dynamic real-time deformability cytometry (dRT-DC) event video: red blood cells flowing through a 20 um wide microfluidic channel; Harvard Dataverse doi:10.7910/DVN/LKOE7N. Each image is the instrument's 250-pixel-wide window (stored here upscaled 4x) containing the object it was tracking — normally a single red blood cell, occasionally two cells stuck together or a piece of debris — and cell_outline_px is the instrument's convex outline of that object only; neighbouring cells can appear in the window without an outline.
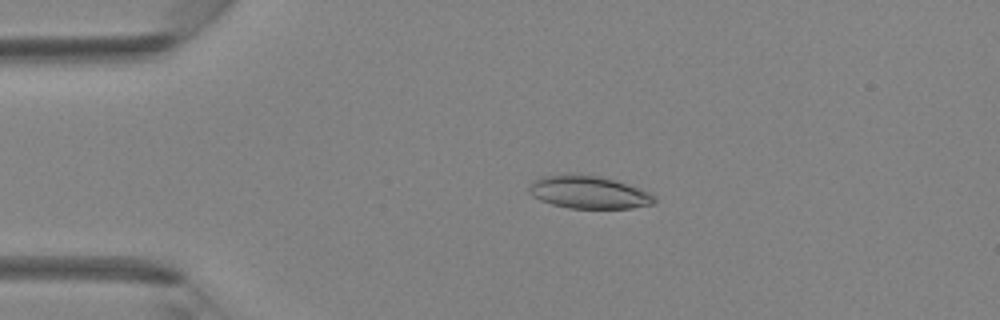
{"species": "Egyptian fruit bat (a non-hibernating species)", "species_latin": "Rousettus aegyptiacus", "temperature_condition": "room temperature", "stored_images_in_passage": 33, "camera_frame_rate_fps": 3000, "um_per_image_px": 0.085, "animal": {"sex": "female"}, "frame": {"image": 1, "passage_image": 1, "time_ms": 0.0, "image_size_px": [1000, 320], "cell_outline_px": [[656, 200], [652, 204], [632, 208], [568, 208], [552, 204], [540, 200], [532, 196], [528, 192], [528, 184], [532, 180], [540, 176], [596, 176], [616, 180], [648, 192], [656, 196]], "centroid_in_image_um": [50.01, 16.37], "position_along_channel_um": 35.0, "area_um2": 23.47}}
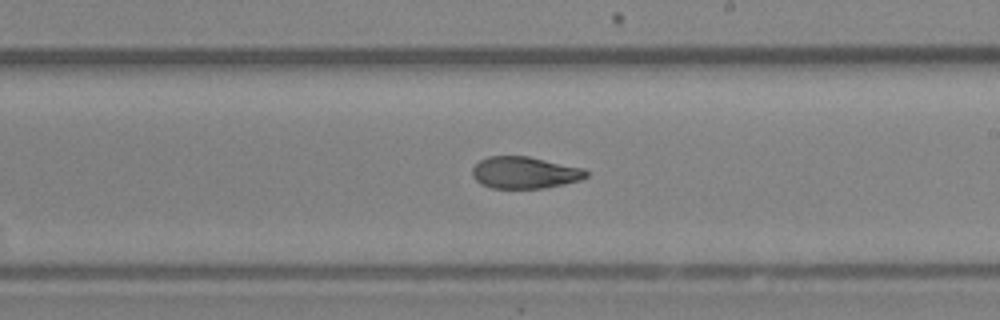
{"frame": {"image": 2, "passage_image": 16, "time_ms": 5.0, "image_size_px": [1000, 320], "cell_outline_px": [[588, 176], [580, 180], [564, 184], [544, 188], [492, 188], [480, 184], [472, 176], [472, 168], [480, 160], [488, 156], [528, 156], [584, 168], [588, 172]], "centroid_in_image_um": [44.6, 14.67], "position_along_channel_um": 244.4, "area_um2": 21.21}}
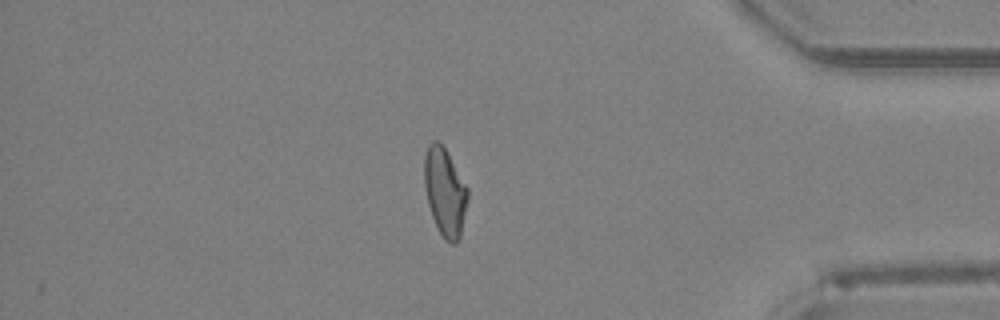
{"frame": {"image": 3, "passage_image": 27, "time_ms": 8.667, "image_size_px": [1000, 320], "cell_outline_px": [[468, 196], [460, 236], [456, 244], [452, 244], [444, 240], [432, 216], [428, 204], [424, 184], [424, 156], [428, 144], [432, 140], [436, 140], [444, 148], [468, 188]], "centroid_in_image_um": [37.8, 16.32], "position_along_channel_um": 397.4, "area_um2": 21.96}}